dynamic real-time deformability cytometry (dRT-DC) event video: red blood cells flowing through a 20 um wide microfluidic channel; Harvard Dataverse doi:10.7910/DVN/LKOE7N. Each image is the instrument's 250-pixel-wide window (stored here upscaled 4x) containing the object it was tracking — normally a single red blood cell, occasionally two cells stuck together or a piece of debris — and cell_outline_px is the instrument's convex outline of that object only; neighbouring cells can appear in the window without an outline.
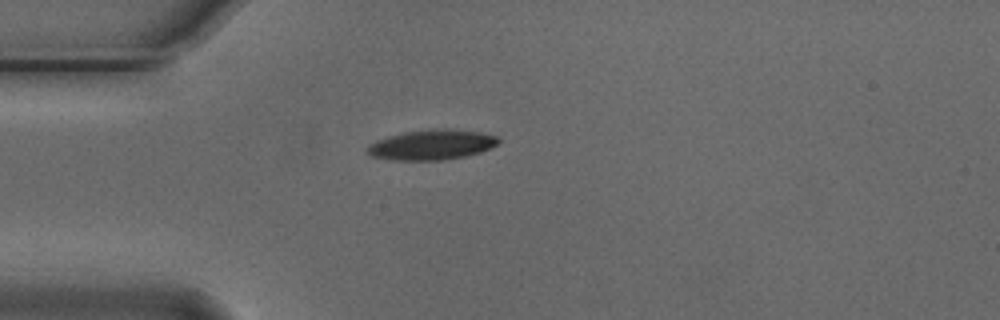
{"species": "Egyptian fruit bat (a non-hibernating species)", "species_latin": "Rousettus aegyptiacus", "temperature_condition": "cold", "stored_images_in_passage": 1, "camera_frame_rate_fps": 3000, "um_per_image_px": 0.085, "animal": {"sex": "male"}, "frame": {"image": 1, "passage_image": 1, "time_ms": 0.0, "image_size_px": [1000, 320], "cell_outline_px": [[500, 140], [496, 144], [480, 152], [464, 156], [444, 160], [392, 160], [372, 156], [368, 152], [368, 144], [376, 140], [388, 136], [404, 132], [440, 128], [448, 128], [480, 132], [496, 136]], "centroid_in_image_um": [36.68, 12.3], "position_along_channel_um": 48.3, "area_um2": 22.83}}